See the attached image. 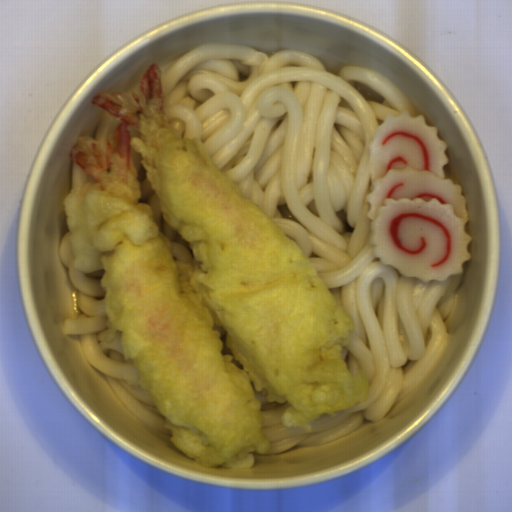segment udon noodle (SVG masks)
Instances as JSON below:
<instances>
[{
    "label": "udon noodle",
    "instance_id": "3",
    "mask_svg": "<svg viewBox=\"0 0 512 512\" xmlns=\"http://www.w3.org/2000/svg\"><path fill=\"white\" fill-rule=\"evenodd\" d=\"M122 121L123 120L121 118H117L103 109V113L96 123L95 135L93 139L96 141H101L107 137H110L114 128Z\"/></svg>",
    "mask_w": 512,
    "mask_h": 512
},
{
    "label": "udon noodle",
    "instance_id": "2",
    "mask_svg": "<svg viewBox=\"0 0 512 512\" xmlns=\"http://www.w3.org/2000/svg\"><path fill=\"white\" fill-rule=\"evenodd\" d=\"M58 256L60 262L67 267L68 277L76 289L77 307L82 312L77 317L63 321V335L79 337L87 363L105 375L114 395L132 416L153 431L173 437L172 431L165 427L167 418L154 404L151 393L142 389L133 360L124 359L122 331H116L110 343L105 341L107 289L102 287L101 281L106 269L93 273L76 272L68 226L66 234L60 239Z\"/></svg>",
    "mask_w": 512,
    "mask_h": 512
},
{
    "label": "udon noodle",
    "instance_id": "1",
    "mask_svg": "<svg viewBox=\"0 0 512 512\" xmlns=\"http://www.w3.org/2000/svg\"><path fill=\"white\" fill-rule=\"evenodd\" d=\"M167 116L183 119L220 173L237 183L293 239L354 327L341 359L354 374L366 370L370 396L335 416L320 414L312 431L285 427L291 404L261 402L265 454L325 444L381 421L414 390L448 350L450 331L465 317L471 287L462 274L425 283L375 257L366 198L372 138L387 114L418 112L393 81L364 66L327 72L301 49L270 56L244 44H196L162 64ZM360 81L385 99L367 101Z\"/></svg>",
    "mask_w": 512,
    "mask_h": 512
},
{
    "label": "udon noodle",
    "instance_id": "4",
    "mask_svg": "<svg viewBox=\"0 0 512 512\" xmlns=\"http://www.w3.org/2000/svg\"><path fill=\"white\" fill-rule=\"evenodd\" d=\"M90 181H97L91 174L87 173L72 160L71 164V191L76 187Z\"/></svg>",
    "mask_w": 512,
    "mask_h": 512
}]
</instances>
